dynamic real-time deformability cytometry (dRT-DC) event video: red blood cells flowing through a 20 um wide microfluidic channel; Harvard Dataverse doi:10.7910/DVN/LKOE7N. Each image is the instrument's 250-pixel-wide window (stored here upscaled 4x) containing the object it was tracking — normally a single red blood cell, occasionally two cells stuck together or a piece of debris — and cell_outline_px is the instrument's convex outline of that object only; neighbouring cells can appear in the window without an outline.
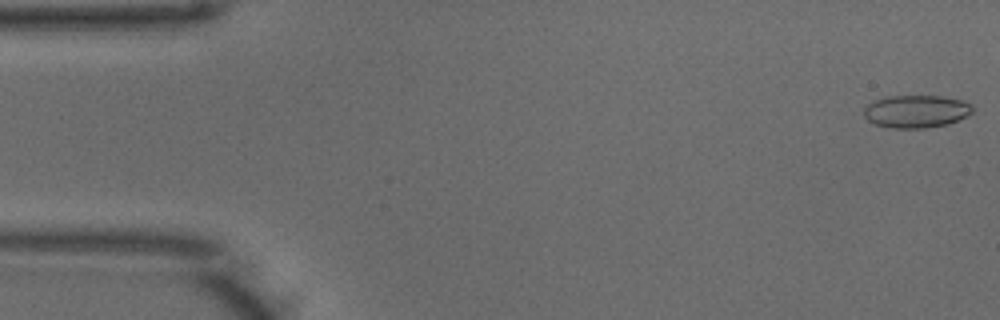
{"species": "common noctule bat (a hibernating species)", "species_latin": "Nyctalus noctula", "temperature_condition": "warm", "stored_images_in_passage": 50, "camera_frame_rate_fps": 3000, "um_per_image_px": 0.085, "animal": {"sex": "male", "body_mass_g": 18.8}, "frame": {"image": 1, "passage_image": 1, "time_ms": 0.0, "image_size_px": [1000, 320], "cell_outline_px": [[972, 112], [948, 124], [924, 128], [888, 128], [876, 124], [868, 120], [864, 116], [864, 108], [868, 104], [884, 96], [940, 96], [960, 100], [972, 104]], "centroid_in_image_um": [77.84, 9.47], "position_along_channel_um": 7.2, "area_um2": 20.52}}
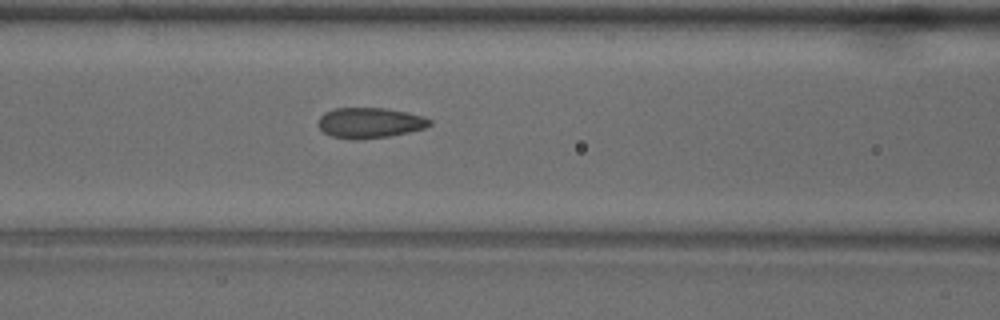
{"frame": {"image": 2, "passage_image": 20, "time_ms": 6.333, "image_size_px": [1000, 320], "cell_outline_px": [[432, 124], [424, 128], [408, 132], [388, 136], [356, 140], [352, 140], [332, 136], [324, 132], [320, 128], [320, 116], [324, 112], [332, 108], [388, 108], [408, 112], [424, 116], [432, 120]], "centroid_in_image_um": [31.46, 10.43], "position_along_channel_um": 135.1, "area_um2": 19.83}}
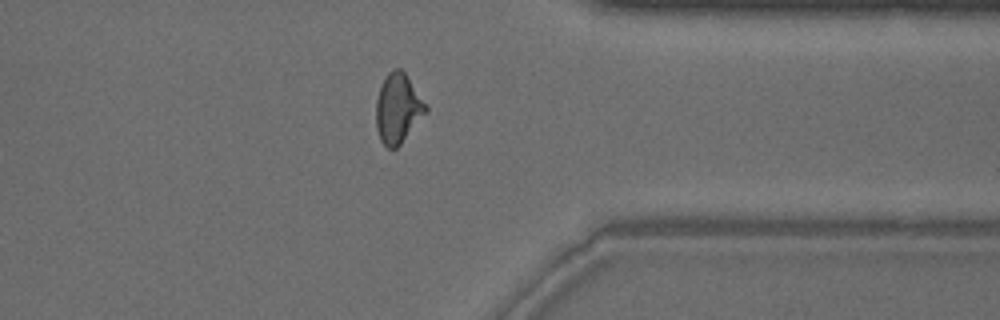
{"frame": {"image": 3, "passage_image": 39, "time_ms": 12.667, "image_size_px": [1000, 320], "cell_outline_px": [[428, 112], [400, 144], [396, 148], [388, 148], [380, 140], [376, 128], [376, 100], [380, 88], [388, 72], [396, 68], [400, 68], [404, 72], [428, 104]], "centroid_in_image_um": [33.85, 9.22], "position_along_channel_um": 377.6, "area_um2": 20.23}, "authors_computed_cell_mechanics": {"area_um2": 19.7098, "velocity_mm_per_s": 3.9734, "shape_relaxation_time_tau1_ms": 8.1571, "shape_relaxation_time_tau2_ms": 0.9042, "deformation_change_tau1": 0.1857, "deformation_change_tau2": 0.0643}}